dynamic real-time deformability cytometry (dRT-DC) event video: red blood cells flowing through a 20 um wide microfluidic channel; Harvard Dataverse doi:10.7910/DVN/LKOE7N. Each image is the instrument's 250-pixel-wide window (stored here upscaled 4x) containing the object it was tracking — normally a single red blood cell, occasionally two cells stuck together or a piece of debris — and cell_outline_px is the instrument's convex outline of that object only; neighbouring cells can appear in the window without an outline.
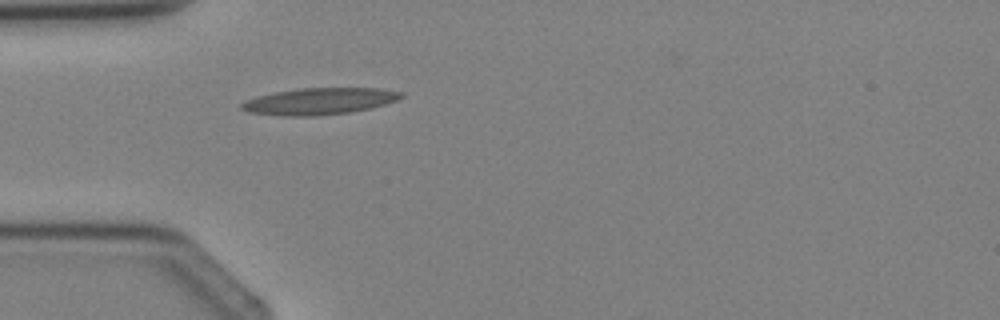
{"species": "Egyptian fruit bat (a non-hibernating species)", "species_latin": "Rousettus aegyptiacus", "temperature_condition": "cold", "stored_images_in_passage": 1, "camera_frame_rate_fps": 3000, "um_per_image_px": 0.085, "animal": {"sex": "female"}, "frame": {"image": 1, "passage_image": 1, "time_ms": 0.0, "image_size_px": [1000, 320], "cell_outline_px": [[404, 96], [396, 100], [372, 108], [352, 112], [316, 116], [280, 116], [248, 112], [240, 108], [240, 104], [248, 100], [260, 96], [276, 92], [300, 88], [380, 88], [404, 92]], "centroid_in_image_um": [27.19, 8.61], "position_along_channel_um": 57.8, "area_um2": 24.8}}